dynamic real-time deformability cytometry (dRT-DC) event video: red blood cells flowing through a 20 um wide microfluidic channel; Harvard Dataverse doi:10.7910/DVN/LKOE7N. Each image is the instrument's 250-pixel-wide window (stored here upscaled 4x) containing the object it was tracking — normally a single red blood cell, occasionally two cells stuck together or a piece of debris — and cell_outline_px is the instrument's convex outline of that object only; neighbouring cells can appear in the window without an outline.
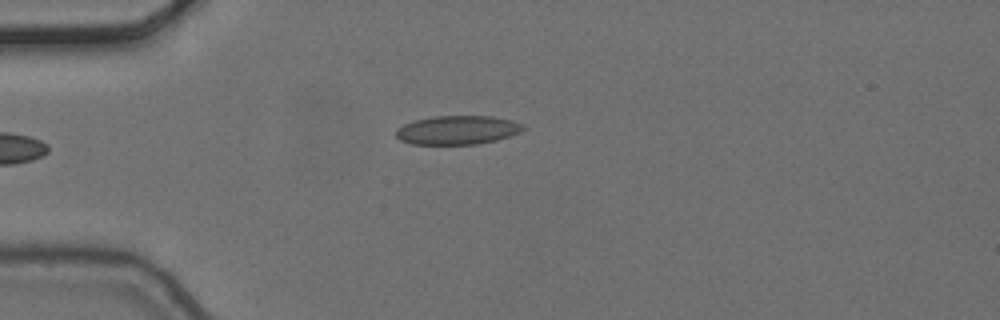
{"species": "common noctule bat (a hibernating species)", "species_latin": "Nyctalus noctula", "temperature_condition": "cold", "stored_images_in_passage": 5, "camera_frame_rate_fps": 3000, "um_per_image_px": 0.085, "animal": {"sex": "female", "body_mass_g": 24.6, "forearm_length_mm": 56.2}, "frame": {"image": 1, "passage_image": 5, "time_ms": 1.333, "image_size_px": [1000, 320], "cell_outline_px": [[528, 128], [520, 132], [496, 140], [476, 144], [412, 144], [400, 140], [396, 136], [396, 128], [404, 124], [416, 120], [432, 116], [492, 116], [512, 120], [524, 124]], "centroid_in_image_um": [38.91, 11.05], "position_along_channel_um": 46.1, "area_um2": 21.44}}